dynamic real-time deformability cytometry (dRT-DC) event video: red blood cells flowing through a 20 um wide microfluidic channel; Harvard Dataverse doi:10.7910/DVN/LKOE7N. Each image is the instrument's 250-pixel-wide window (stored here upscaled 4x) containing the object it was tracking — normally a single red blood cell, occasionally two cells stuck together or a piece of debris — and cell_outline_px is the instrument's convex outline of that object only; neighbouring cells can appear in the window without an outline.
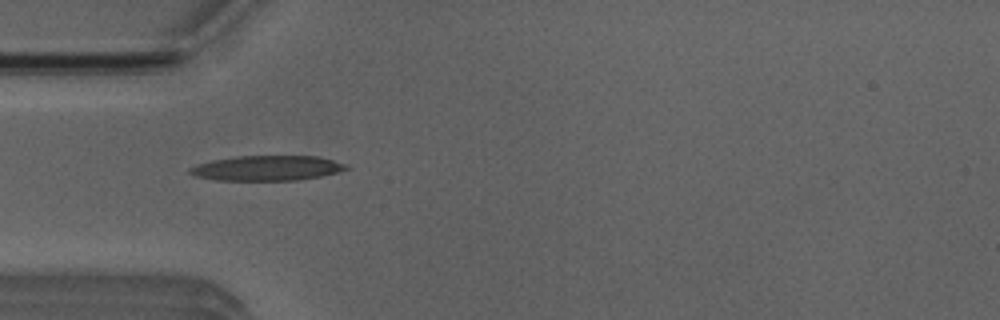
{"species": "Egyptian fruit bat (a non-hibernating species)", "species_latin": "Rousettus aegyptiacus", "temperature_condition": "room temperature", "stored_images_in_passage": 6, "camera_frame_rate_fps": 3000, "um_per_image_px": 0.085, "animal": {"sex": "male"}, "frame": {"image": 1, "passage_image": 4, "time_ms": 3.667, "image_size_px": [1000, 320], "cell_outline_px": [[348, 168], [336, 172], [320, 176], [296, 180], [216, 180], [196, 176], [188, 172], [188, 168], [196, 164], [212, 160], [236, 156], [316, 156], [332, 160], [344, 164]], "centroid_in_image_um": [22.61, 14.28], "position_along_channel_um": 62.4, "area_um2": 22.54}}